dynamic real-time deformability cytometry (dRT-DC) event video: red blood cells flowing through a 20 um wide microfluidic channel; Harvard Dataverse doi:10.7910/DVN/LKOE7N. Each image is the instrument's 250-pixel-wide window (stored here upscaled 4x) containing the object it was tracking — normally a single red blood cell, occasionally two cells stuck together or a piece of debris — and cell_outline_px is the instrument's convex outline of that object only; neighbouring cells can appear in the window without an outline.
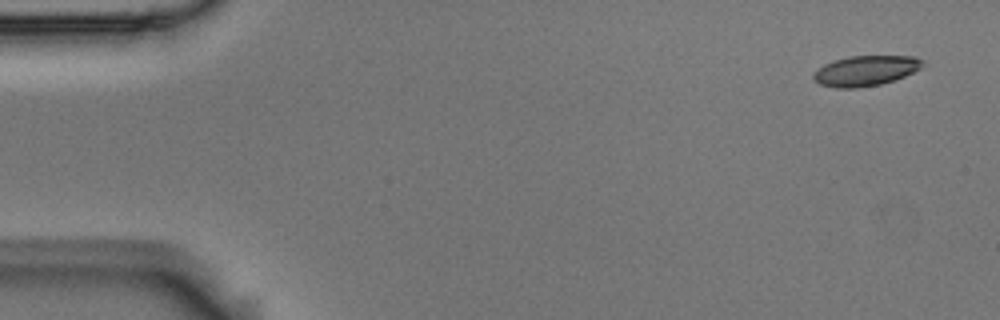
{"species": "Egyptian fruit bat (a non-hibernating species)", "species_latin": "Rousettus aegyptiacus", "temperature_condition": "room temperature", "stored_images_in_passage": 7, "camera_frame_rate_fps": 3000, "um_per_image_px": 0.085, "animal": {"sex": "male"}, "frame": {"image": 1, "passage_image": 1, "time_ms": 0.0, "image_size_px": [1000, 320], "cell_outline_px": [[928, 64], [896, 80], [880, 84], [856, 88], [836, 88], [820, 84], [812, 80], [812, 72], [824, 64], [848, 56], [916, 56], [924, 60]], "centroid_in_image_um": [73.58, 6.01], "position_along_channel_um": 11.4, "area_um2": 19.48}}
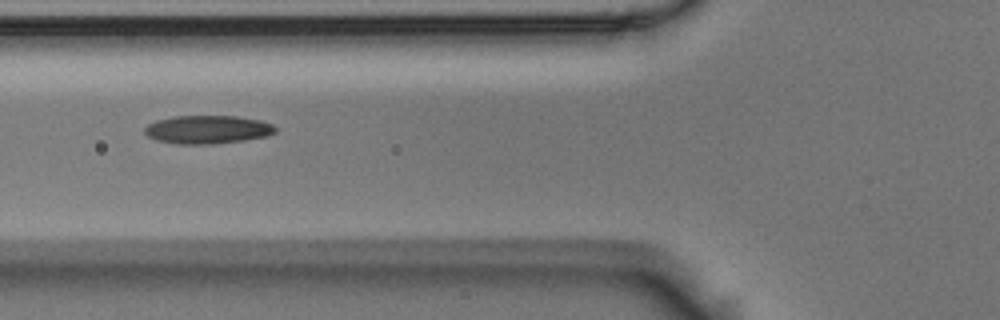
{"frame": {"image": 2, "passage_image": 6, "time_ms": 1.667, "image_size_px": [1000, 320], "cell_outline_px": [[276, 132], [268, 136], [244, 140], [212, 144], [176, 144], [156, 140], [148, 136], [144, 132], [144, 128], [148, 124], [156, 120], [172, 116], [236, 116], [260, 120], [272, 124], [276, 128]], "centroid_in_image_um": [17.63, 11.01], "position_along_channel_um": 108.2, "area_um2": 21.68}}
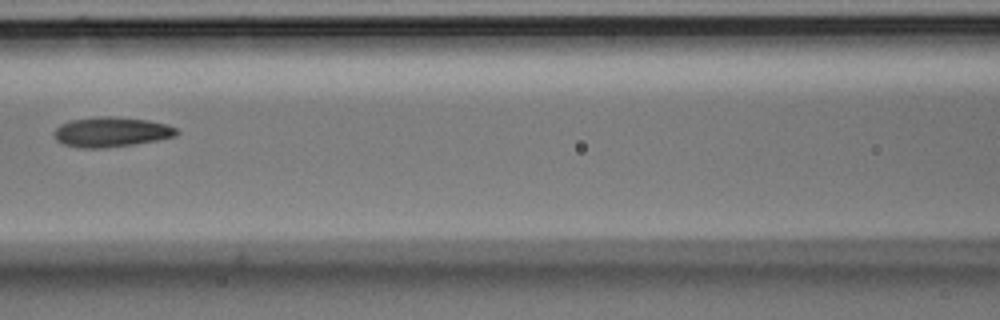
{"frame": {"image": 3, "passage_image": 7, "time_ms": 2.0, "image_size_px": [1000, 320], "cell_outline_px": [[180, 132], [176, 136], [156, 140], [132, 144], [104, 148], [80, 148], [64, 144], [56, 140], [56, 128], [60, 124], [72, 120], [96, 116], [112, 116], [148, 120], [168, 124], [176, 128]], "centroid_in_image_um": [9.49, 11.21], "position_along_channel_um": 157.1, "area_um2": 21.27}}